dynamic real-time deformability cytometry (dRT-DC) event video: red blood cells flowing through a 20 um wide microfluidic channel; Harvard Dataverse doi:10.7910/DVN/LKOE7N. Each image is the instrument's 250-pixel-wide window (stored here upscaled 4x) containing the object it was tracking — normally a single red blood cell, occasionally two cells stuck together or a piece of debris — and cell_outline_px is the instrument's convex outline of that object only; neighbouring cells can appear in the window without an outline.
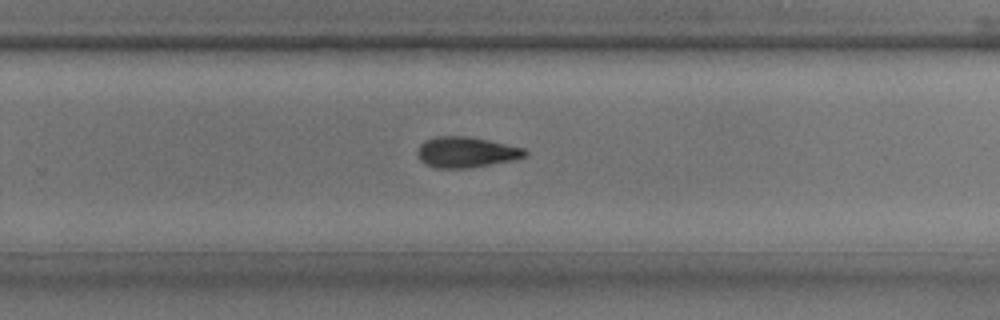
{"species": "common noctule bat (a hibernating species)", "species_latin": "Nyctalus noctula", "temperature_condition": "room temperature", "stored_images_in_passage": 31, "camera_frame_rate_fps": 3000, "um_per_image_px": 0.085, "animal": {"sex": "male", "body_mass_g": 17.9, "forearm_length_mm": 54.2}, "frame": {"image": 1, "passage_image": 22, "time_ms": 7.0, "image_size_px": [1000, 320], "cell_outline_px": [[528, 156], [512, 160], [472, 168], [436, 168], [420, 160], [416, 152], [420, 144], [424, 140], [436, 136], [468, 136], [488, 140], [524, 148], [528, 152]], "centroid_in_image_um": [39.62, 12.93], "position_along_channel_um": 290.2, "area_um2": 19.31}}